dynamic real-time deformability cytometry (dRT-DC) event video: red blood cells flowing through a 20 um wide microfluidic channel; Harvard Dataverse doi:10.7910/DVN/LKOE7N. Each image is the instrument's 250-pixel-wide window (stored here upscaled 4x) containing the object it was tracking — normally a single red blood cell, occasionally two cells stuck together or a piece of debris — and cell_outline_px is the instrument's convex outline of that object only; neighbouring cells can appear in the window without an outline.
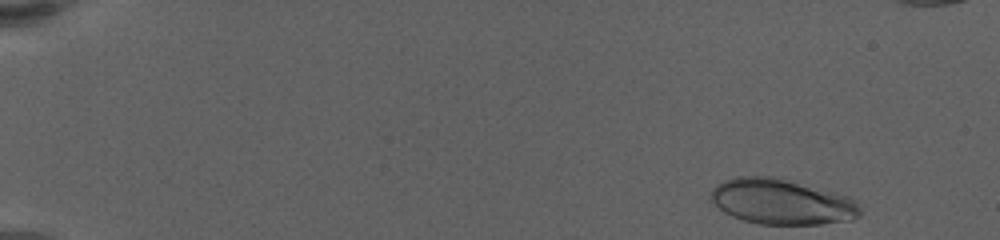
{"species": "human", "species_latin": "Homo sapiens", "temperature_condition": "warm", "stored_images_in_passage": 54, "camera_frame_rate_fps": 3000, "um_per_image_px": 0.085, "donor": {"sex": "female"}, "frame": {"image": 1, "passage_image": 1, "time_ms": 0.0, "image_size_px": [1000, 240], "cell_outline_px": [[860, 216], [852, 220], [820, 224], [760, 224], [744, 220], [732, 216], [724, 212], [708, 200], [712, 188], [716, 184], [724, 180], [736, 176], [772, 176], [836, 192], [848, 196], [856, 200], [860, 208]], "centroid_in_image_um": [66.42, 17.14], "position_along_channel_um": 18.6, "area_um2": 39.82}}
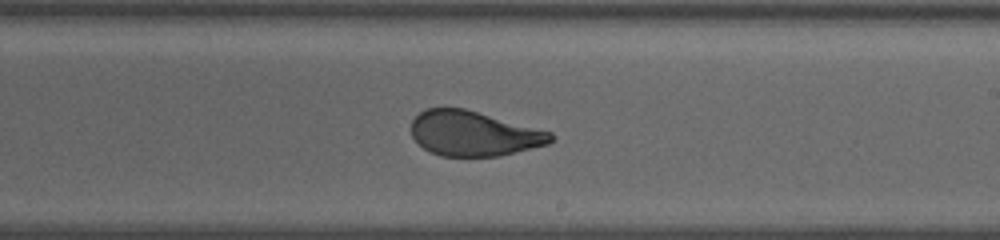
{"frame": {"image": 2, "passage_image": 34, "time_ms": 11.0, "image_size_px": [1000, 240], "cell_outline_px": [[552, 140], [548, 144], [500, 156], [440, 156], [424, 148], [412, 136], [412, 120], [424, 108], [464, 108], [552, 132]], "centroid_in_image_um": [40.26, 11.35], "position_along_channel_um": 248.7, "area_um2": 36.24}}
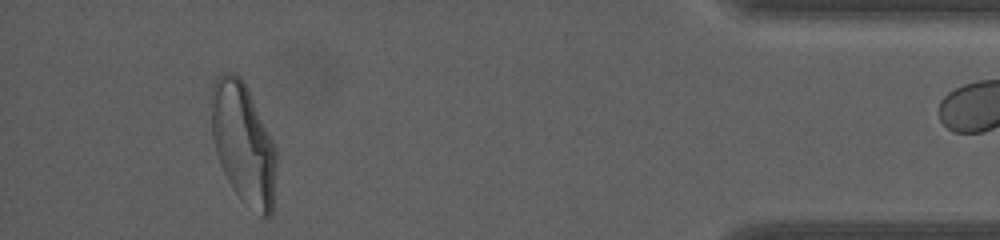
{"frame": {"image": 3, "passage_image": 53, "time_ms": 17.333, "image_size_px": [1000, 240], "cell_outline_px": [[276, 168], [272, 212], [268, 216], [260, 216], [244, 204], [240, 200], [232, 188], [220, 164], [216, 152], [212, 136], [208, 96], [212, 84], [216, 76], [224, 72], [236, 72], [240, 76], [248, 88], [276, 148]], "centroid_in_image_um": [20.64, 12.13], "position_along_channel_um": 414.6, "area_um2": 46.64}}